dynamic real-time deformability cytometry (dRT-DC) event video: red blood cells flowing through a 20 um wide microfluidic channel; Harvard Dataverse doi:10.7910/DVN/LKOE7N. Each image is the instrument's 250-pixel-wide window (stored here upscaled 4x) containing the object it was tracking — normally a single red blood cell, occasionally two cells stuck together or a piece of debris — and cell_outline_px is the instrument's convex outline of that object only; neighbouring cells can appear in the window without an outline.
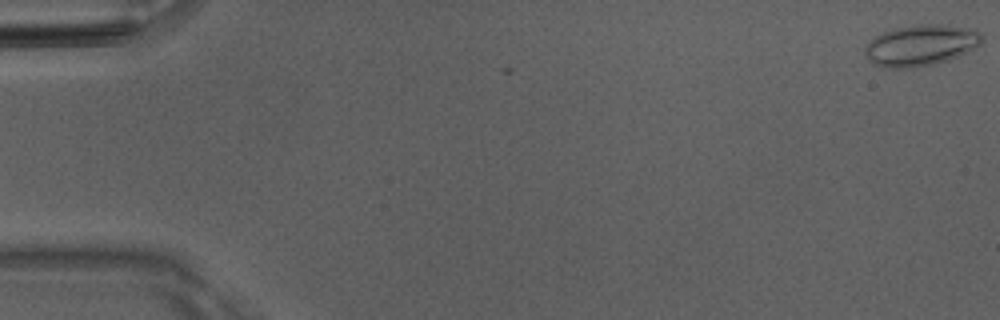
{"species": "Egyptian fruit bat (a non-hibernating species)", "species_latin": "Rousettus aegyptiacus", "temperature_condition": "room temperature", "stored_images_in_passage": 5, "camera_frame_rate_fps": 3000, "um_per_image_px": 0.085, "animal": {"sex": "male"}, "frame": {"image": 1, "passage_image": 1, "time_ms": 0.0, "image_size_px": [1000, 320], "cell_outline_px": [[984, 40], [976, 48], [956, 56], [932, 64], [912, 68], [880, 68], [868, 60], [864, 52], [864, 48], [872, 36], [896, 28], [920, 24], [948, 24], [976, 28], [984, 36]], "centroid_in_image_um": [78.27, 3.83], "position_along_channel_um": 6.7, "area_um2": 28.44}}